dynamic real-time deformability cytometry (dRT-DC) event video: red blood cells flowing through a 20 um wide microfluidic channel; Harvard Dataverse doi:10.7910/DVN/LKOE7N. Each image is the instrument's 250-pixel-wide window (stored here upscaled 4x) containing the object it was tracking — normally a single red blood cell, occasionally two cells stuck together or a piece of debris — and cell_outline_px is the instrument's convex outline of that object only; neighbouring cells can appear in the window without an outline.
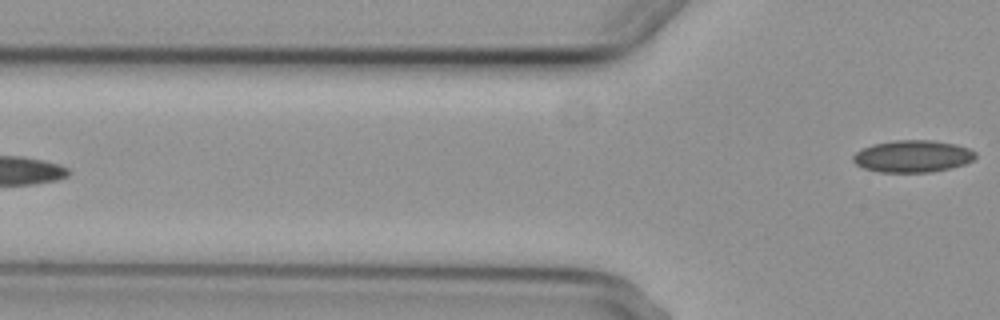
{"species": "common noctule bat (a hibernating species)", "species_latin": "Nyctalus noctula", "temperature_condition": "cold", "stored_images_in_passage": 6, "camera_frame_rate_fps": 3000, "um_per_image_px": 0.085, "animal": {"sex": "female", "body_mass_g": 29.2, "forearm_length_mm": 56.3}, "frame": {"image": 1, "passage_image": 6, "time_ms": 7.0, "image_size_px": [1000, 320], "cell_outline_px": [[976, 156], [972, 160], [964, 164], [952, 168], [928, 172], [880, 172], [864, 168], [856, 164], [852, 160], [852, 156], [856, 152], [872, 144], [896, 140], [932, 140], [956, 144], [968, 148], [976, 152]], "centroid_in_image_um": [77.58, 13.28], "position_along_channel_um": 48.2, "area_um2": 22.83}}